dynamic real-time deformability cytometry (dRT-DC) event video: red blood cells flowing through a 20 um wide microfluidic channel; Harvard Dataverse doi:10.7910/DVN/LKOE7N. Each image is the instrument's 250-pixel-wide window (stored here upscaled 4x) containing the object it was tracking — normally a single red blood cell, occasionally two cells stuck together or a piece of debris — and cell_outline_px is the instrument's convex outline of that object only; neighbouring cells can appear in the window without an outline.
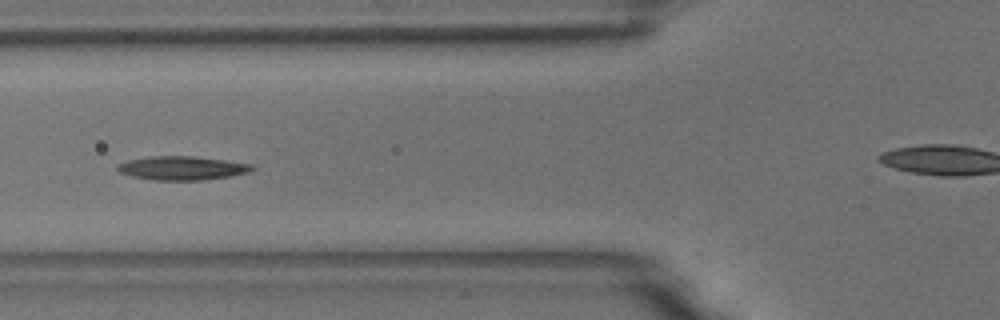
{"species": "common noctule bat (a hibernating species)", "species_latin": "Nyctalus noctula", "temperature_condition": "room temperature", "stored_images_in_passage": 43, "camera_frame_rate_fps": 3000, "um_per_image_px": 0.085, "animal": {"sex": "male", "body_mass_g": 18.8}, "frame": {"image": 1, "passage_image": 7, "time_ms": 2.0, "image_size_px": [1000, 320], "cell_outline_px": [[256, 168], [252, 172], [228, 176], [200, 180], [152, 180], [132, 176], [120, 172], [116, 168], [120, 164], [128, 160], [152, 156], [192, 156], [224, 160], [252, 164]], "centroid_in_image_um": [15.51, 14.29], "position_along_channel_um": 110.3, "area_um2": 18.5}}
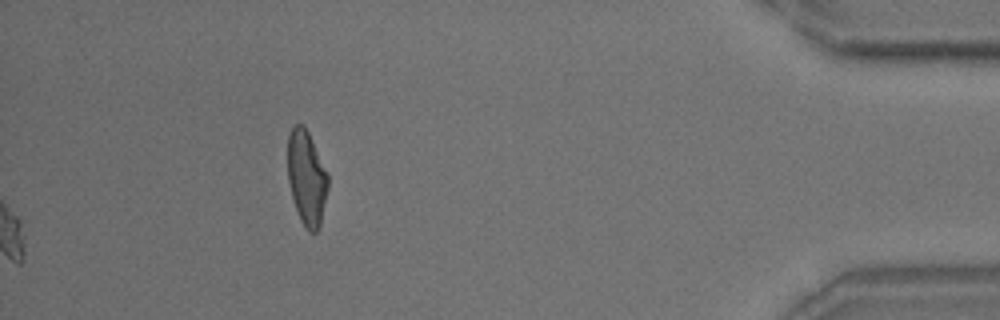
{"frame": {"image": 2, "passage_image": 43, "time_ms": 14.0, "image_size_px": [1000, 320], "cell_outline_px": [[328, 188], [320, 224], [316, 232], [308, 232], [304, 228], [300, 220], [292, 200], [288, 180], [288, 136], [292, 128], [296, 124], [304, 124], [328, 172]], "centroid_in_image_um": [26.06, 15.13], "position_along_channel_um": 409.1, "area_um2": 22.37}, "authors_computed_cell_mechanics": {"area_um2": 17.918, "velocity_mm_per_s": 3.594, "shape_relaxation_time_tau1_ms": 3.9816, "shape_relaxation_time_tau2_ms": null, "deformation_change_tau1": 0.1615, "deformation_change_tau2": null}}